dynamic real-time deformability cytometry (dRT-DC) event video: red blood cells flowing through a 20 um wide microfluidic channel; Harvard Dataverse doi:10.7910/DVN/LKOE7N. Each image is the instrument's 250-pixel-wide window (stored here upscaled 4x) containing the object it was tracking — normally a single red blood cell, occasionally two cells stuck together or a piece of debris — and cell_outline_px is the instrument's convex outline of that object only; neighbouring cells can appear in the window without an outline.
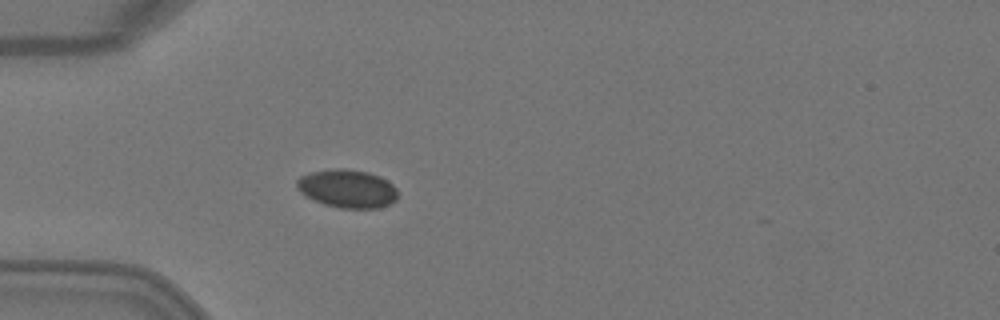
{"species": "Egyptian fruit bat (a non-hibernating species)", "species_latin": "Rousettus aegyptiacus", "temperature_condition": "warm", "stored_images_in_passage": 4, "camera_frame_rate_fps": 3000, "um_per_image_px": 0.085, "animal": {"sex": "female"}, "frame": {"image": 1, "passage_image": 4, "time_ms": 1.0, "image_size_px": [1000, 320], "cell_outline_px": [[396, 200], [380, 208], [340, 208], [324, 204], [300, 192], [296, 188], [296, 180], [300, 176], [308, 172], [336, 168], [344, 168], [368, 172], [380, 176], [392, 184], [396, 188]], "centroid_in_image_um": [29.5, 16.02], "position_along_channel_um": 55.5, "area_um2": 22.48}}